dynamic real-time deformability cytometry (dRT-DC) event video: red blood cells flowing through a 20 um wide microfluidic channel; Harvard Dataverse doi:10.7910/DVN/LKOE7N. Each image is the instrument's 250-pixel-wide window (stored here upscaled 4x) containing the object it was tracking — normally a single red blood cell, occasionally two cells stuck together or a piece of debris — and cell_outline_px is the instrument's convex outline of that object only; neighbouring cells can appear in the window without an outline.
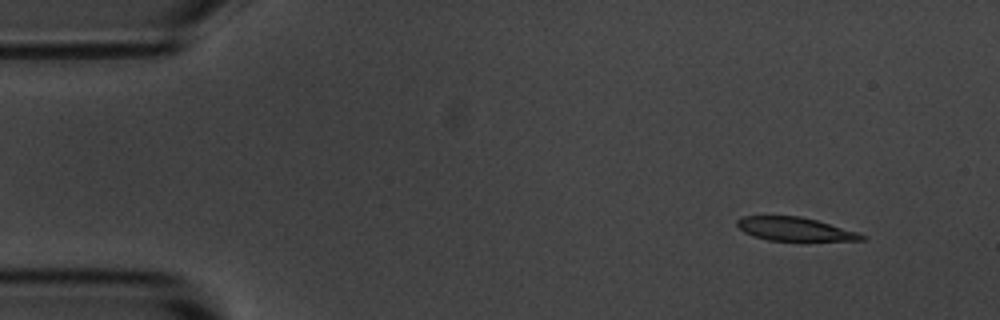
{"species": "common noctule bat (a hibernating species)", "species_latin": "Nyctalus noctula", "temperature_condition": "room temperature", "stored_images_in_passage": 4, "camera_frame_rate_fps": 3000, "um_per_image_px": 0.085, "animal": {"sex": "male", "body_mass_g": 20.1, "forearm_length_mm": 53.5}, "frame": {"image": 1, "passage_image": 2, "time_ms": 1.333, "image_size_px": [1000, 320], "cell_outline_px": [[868, 236], [864, 240], [768, 240], [752, 236], [744, 232], [736, 224], [736, 220], [744, 216], [800, 216], [816, 220], [860, 232]], "centroid_in_image_um": [67.57, 19.46], "position_along_channel_um": 17.4, "area_um2": 16.99}}
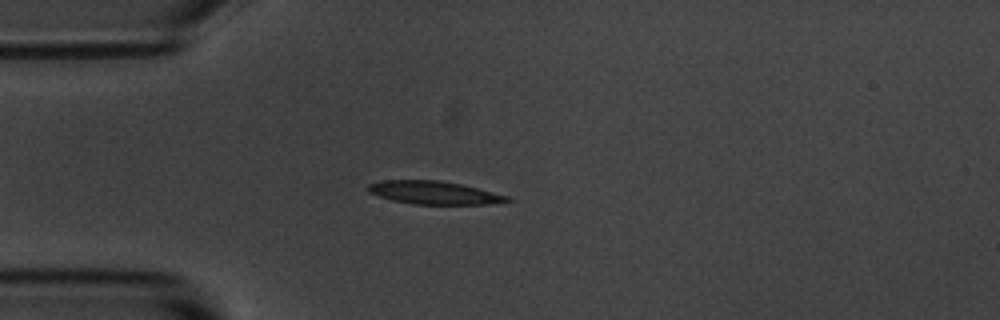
{"frame": {"image": 2, "passage_image": 4, "time_ms": 4.333, "image_size_px": [1000, 320], "cell_outline_px": [[512, 200], [488, 204], [412, 204], [392, 200], [368, 192], [368, 184], [380, 180], [440, 180], [460, 184], [508, 196]], "centroid_in_image_um": [36.84, 16.37], "position_along_channel_um": 48.2, "area_um2": 18.5}}